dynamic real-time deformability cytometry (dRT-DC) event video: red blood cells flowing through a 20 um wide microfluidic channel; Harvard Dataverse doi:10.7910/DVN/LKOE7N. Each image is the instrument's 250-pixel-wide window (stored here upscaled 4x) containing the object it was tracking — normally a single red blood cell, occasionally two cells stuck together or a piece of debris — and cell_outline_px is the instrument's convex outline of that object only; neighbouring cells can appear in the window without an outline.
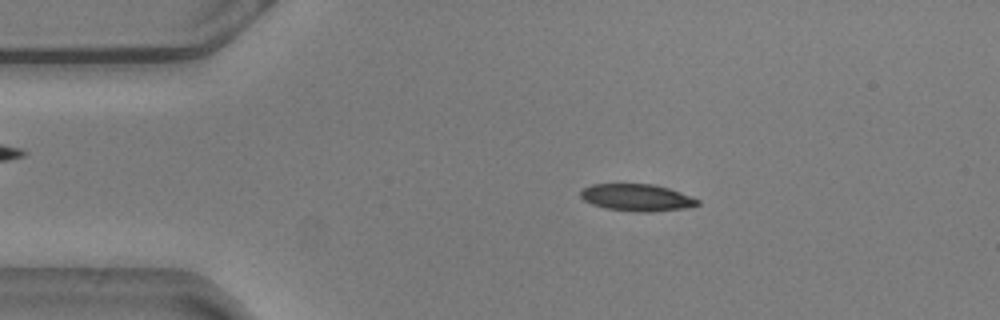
{"species": "common noctule bat (a hibernating species)", "species_latin": "Nyctalus noctula", "temperature_condition": "warm", "stored_images_in_passage": 55, "camera_frame_rate_fps": 3000, "um_per_image_px": 0.085, "animal": {"sex": "male", "body_mass_g": 20.5, "forearm_length_mm": 52.5}, "frame": {"image": 1, "passage_image": 10, "time_ms": 3.0, "image_size_px": [1000, 320], "cell_outline_px": [[700, 204], [684, 208], [652, 212], [636, 212], [604, 208], [592, 204], [584, 200], [580, 196], [580, 192], [584, 188], [592, 184], [652, 184], [668, 188], [692, 196], [700, 200]], "centroid_in_image_um": [54.14, 16.8], "position_along_channel_um": 30.9, "area_um2": 18.44}}
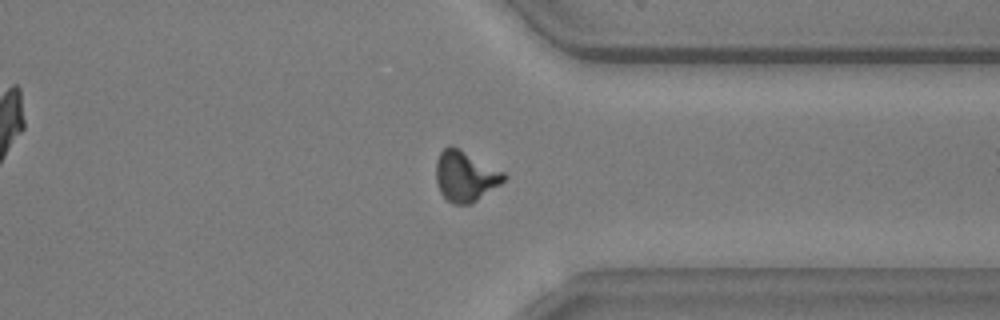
{"frame": {"image": 2, "passage_image": 42, "time_ms": 13.667, "image_size_px": [1000, 320], "cell_outline_px": [[508, 176], [500, 184], [476, 200], [468, 204], [452, 204], [440, 192], [436, 184], [436, 160], [440, 152], [448, 144], [452, 144], [504, 172]], "centroid_in_image_um": [39.52, 14.95], "position_along_channel_um": 371.9, "area_um2": 19.94}}
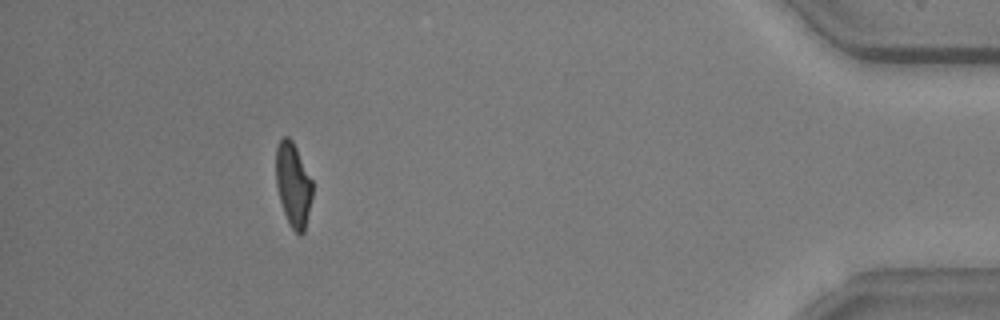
{"frame": {"image": 3, "passage_image": 50, "time_ms": 16.333, "image_size_px": [1000, 320], "cell_outline_px": [[312, 196], [304, 232], [300, 236], [292, 228], [284, 212], [280, 200], [276, 184], [276, 148], [280, 140], [284, 136], [288, 136], [292, 140], [312, 180]], "centroid_in_image_um": [24.92, 15.69], "position_along_channel_um": 410.3, "area_um2": 17.57}, "authors_computed_cell_mechanics": {"area_um2": 18.9006, "velocity_mm_per_s": 3.6196, "shape_relaxation_time_tau1_ms": 5.3164, "shape_relaxation_time_tau2_ms": 1.564, "deformation_change_tau1": 0.1845, "deformation_change_tau2": 0.0912}}